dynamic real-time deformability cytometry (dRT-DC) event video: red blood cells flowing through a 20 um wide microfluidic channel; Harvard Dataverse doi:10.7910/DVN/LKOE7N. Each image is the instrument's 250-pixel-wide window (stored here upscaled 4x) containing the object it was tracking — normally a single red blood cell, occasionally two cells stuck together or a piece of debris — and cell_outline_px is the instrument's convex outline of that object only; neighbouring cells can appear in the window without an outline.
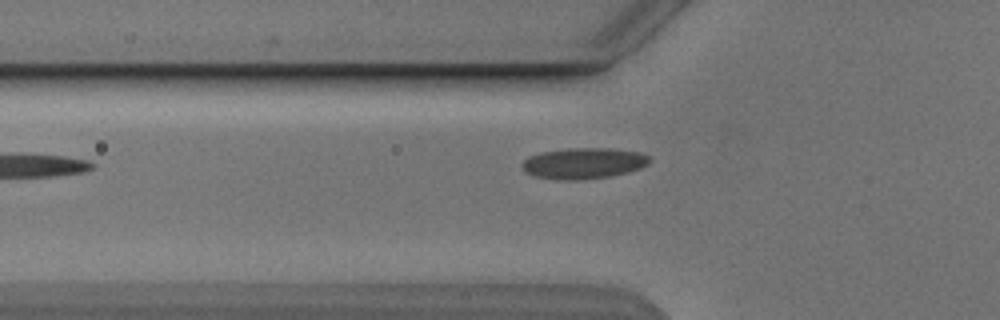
{"species": "Egyptian fruit bat (a non-hibernating species)", "species_latin": "Rousettus aegyptiacus", "temperature_condition": "cold", "stored_images_in_passage": 6, "camera_frame_rate_fps": 3000, "um_per_image_px": 0.085, "animal": {"sex": "male"}, "frame": {"image": 1, "passage_image": 5, "time_ms": 5.667, "image_size_px": [1000, 320], "cell_outline_px": [[652, 160], [648, 164], [640, 168], [628, 172], [612, 176], [580, 180], [556, 180], [536, 176], [524, 172], [520, 164], [528, 156], [540, 152], [568, 148], [612, 148], [640, 152], [648, 156]], "centroid_in_image_um": [49.59, 13.88], "position_along_channel_um": 76.2, "area_um2": 23.35}}
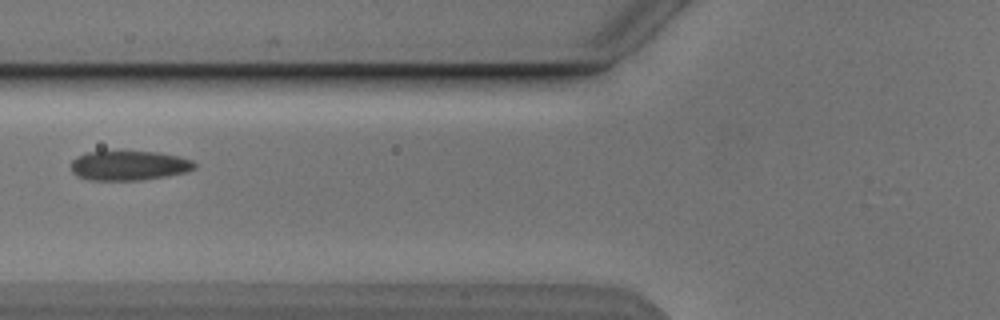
{"frame": {"image": 2, "passage_image": 6, "time_ms": 6.667, "image_size_px": [1000, 320], "cell_outline_px": [[196, 168], [184, 172], [168, 176], [140, 180], [88, 180], [76, 176], [72, 172], [72, 160], [76, 156], [88, 152], [160, 152], [180, 156], [192, 160], [196, 164]], "centroid_in_image_um": [10.97, 14.08], "position_along_channel_um": 114.8, "area_um2": 21.33}}